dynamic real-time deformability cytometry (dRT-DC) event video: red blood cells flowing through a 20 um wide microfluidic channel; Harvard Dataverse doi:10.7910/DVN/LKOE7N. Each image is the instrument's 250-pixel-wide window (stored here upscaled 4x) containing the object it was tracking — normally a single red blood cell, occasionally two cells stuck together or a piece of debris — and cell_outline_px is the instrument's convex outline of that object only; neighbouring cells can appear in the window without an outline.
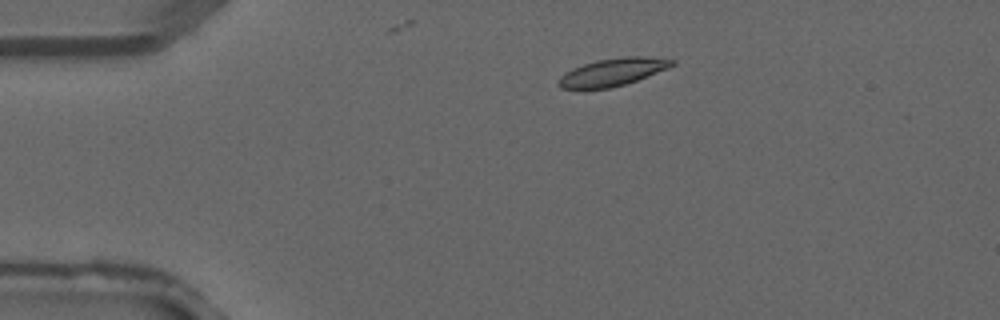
{"species": "common noctule bat (a hibernating species)", "species_latin": "Nyctalus noctula", "temperature_condition": "warm", "stored_images_in_passage": 3, "camera_frame_rate_fps": 3000, "um_per_image_px": 0.085, "animal": {"sex": "male", "forearm_length_mm": 52.5}, "frame": {"image": 1, "passage_image": 2, "time_ms": 0.333, "image_size_px": [1000, 320], "cell_outline_px": [[676, 64], [668, 68], [636, 80], [624, 84], [608, 88], [560, 88], [556, 84], [560, 76], [564, 72], [572, 68], [596, 60], [624, 56], [644, 56], [676, 60]], "centroid_in_image_um": [52.06, 6.11], "position_along_channel_um": 32.9, "area_um2": 18.15}}